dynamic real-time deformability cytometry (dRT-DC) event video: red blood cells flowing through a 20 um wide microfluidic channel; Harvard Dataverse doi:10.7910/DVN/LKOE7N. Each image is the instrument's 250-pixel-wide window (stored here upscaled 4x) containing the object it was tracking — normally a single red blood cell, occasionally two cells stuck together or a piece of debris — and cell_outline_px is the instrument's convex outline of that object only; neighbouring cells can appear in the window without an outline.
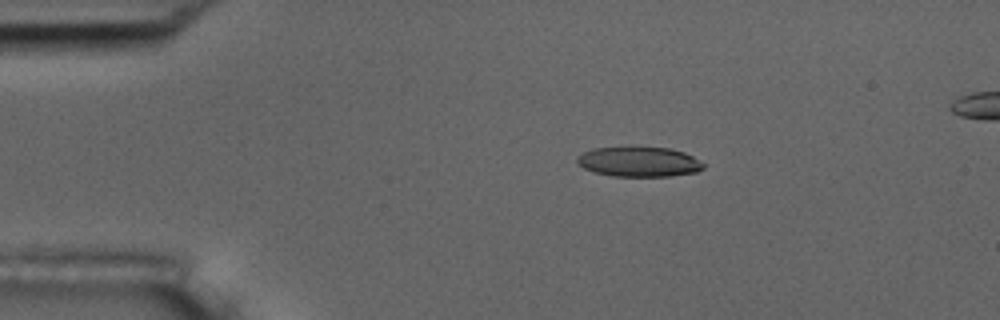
{"species": "common noctule bat (a hibernating species)", "species_latin": "Nyctalus noctula", "temperature_condition": "room temperature", "stored_images_in_passage": 9, "camera_frame_rate_fps": 3000, "um_per_image_px": 0.085, "animal": {"sex": "male", "body_mass_g": 17.5, "forearm_length_mm": 52.3}, "frame": {"image": 1, "passage_image": 3, "time_ms": 2.0, "image_size_px": [1000, 320], "cell_outline_px": [[704, 168], [696, 172], [672, 176], [612, 176], [592, 172], [576, 164], [576, 156], [592, 148], [636, 144], [668, 148], [684, 152], [692, 156], [704, 164]], "centroid_in_image_um": [54.25, 13.71], "position_along_channel_um": 30.8, "area_um2": 23.0}}
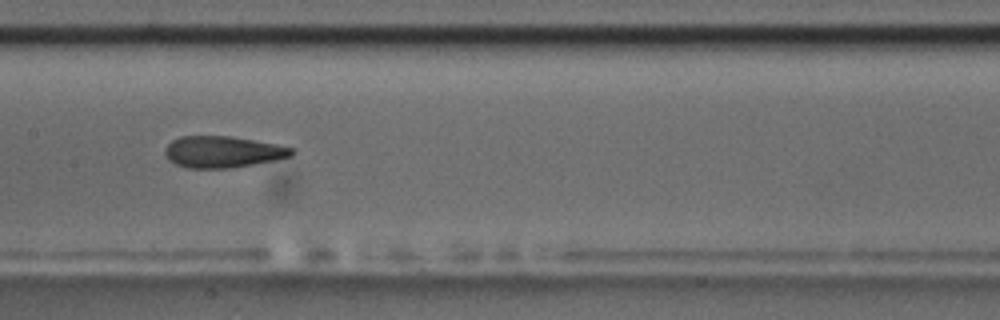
{"frame": {"image": 2, "passage_image": 8, "time_ms": 7.667, "image_size_px": [1000, 320], "cell_outline_px": [[296, 152], [292, 156], [252, 164], [228, 168], [188, 168], [176, 164], [168, 160], [164, 152], [164, 148], [172, 140], [180, 136], [228, 136], [276, 144], [296, 148]], "centroid_in_image_um": [18.92, 12.9], "position_along_channel_um": 188.5, "area_um2": 23.18}}
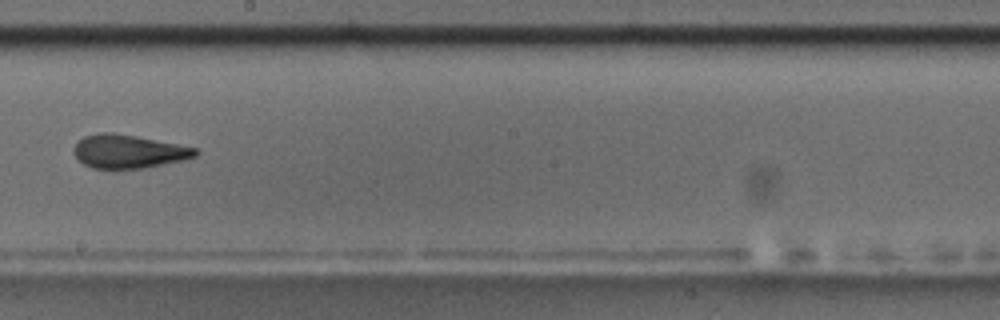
{"frame": {"image": 3, "passage_image": 9, "time_ms": 9.0, "image_size_px": [1000, 320], "cell_outline_px": [[200, 152], [196, 156], [184, 160], [140, 168], [92, 168], [84, 164], [72, 152], [72, 148], [76, 140], [84, 136], [100, 132], [112, 132], [136, 136], [196, 148]], "centroid_in_image_um": [10.87, 12.86], "position_along_channel_um": 237.3, "area_um2": 23.64}}